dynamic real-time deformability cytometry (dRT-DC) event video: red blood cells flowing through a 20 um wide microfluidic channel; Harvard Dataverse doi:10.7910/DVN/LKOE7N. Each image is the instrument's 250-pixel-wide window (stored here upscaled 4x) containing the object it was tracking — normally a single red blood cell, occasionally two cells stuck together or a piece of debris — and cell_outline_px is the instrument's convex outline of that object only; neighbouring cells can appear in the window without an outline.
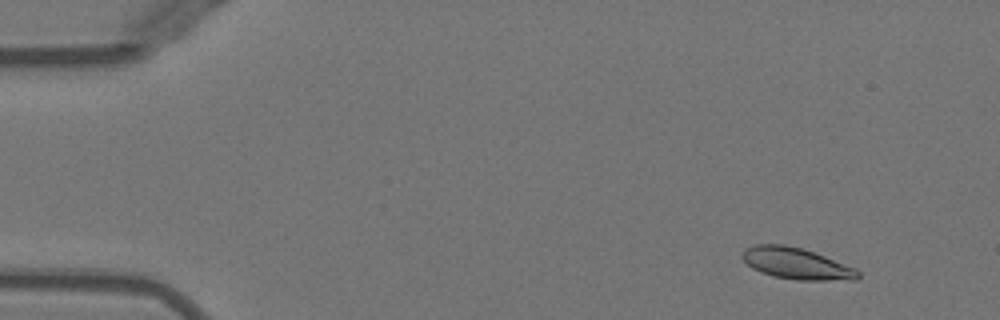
{"species": "Egyptian fruit bat (a non-hibernating species)", "species_latin": "Rousettus aegyptiacus", "temperature_condition": "warm", "stored_images_in_passage": 51, "camera_frame_rate_fps": 3000, "um_per_image_px": 0.085, "animal": {"sex": "female"}, "frame": {"image": 1, "passage_image": 5, "time_ms": 1.333, "image_size_px": [1000, 320], "cell_outline_px": [[860, 276], [856, 280], [796, 280], [772, 276], [760, 272], [752, 268], [740, 256], [744, 248], [756, 244], [784, 244], [800, 248], [824, 256], [856, 268], [860, 272]], "centroid_in_image_um": [67.68, 22.4], "position_along_channel_um": 17.3, "area_um2": 21.21}}
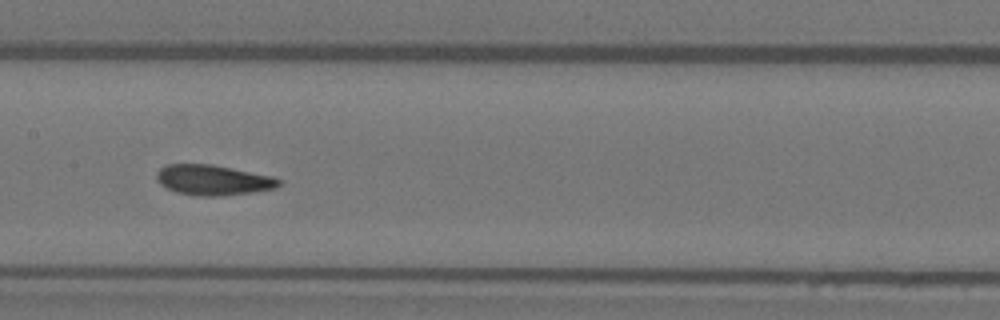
{"frame": {"image": 2, "passage_image": 26, "time_ms": 8.333, "image_size_px": [1000, 320], "cell_outline_px": [[280, 184], [276, 188], [252, 192], [224, 196], [196, 196], [176, 192], [160, 184], [156, 180], [156, 172], [164, 164], [212, 164], [272, 176], [280, 180]], "centroid_in_image_um": [18.07, 15.3], "position_along_channel_um": 189.3, "area_um2": 21.68}}
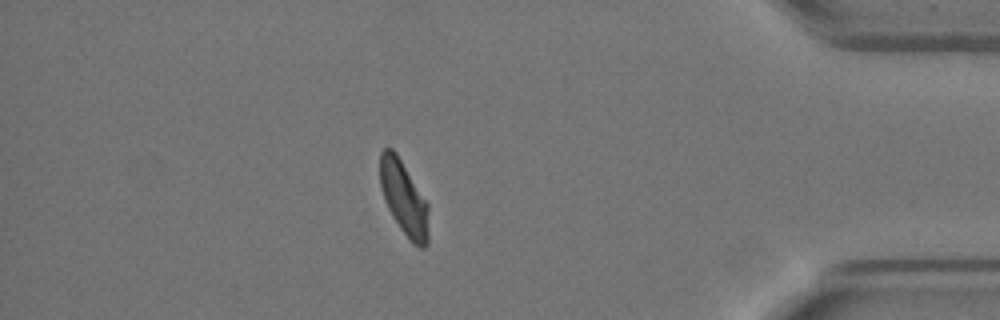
{"frame": {"image": 3, "passage_image": 45, "time_ms": 14.667, "image_size_px": [1000, 320], "cell_outline_px": [[428, 244], [424, 248], [420, 248], [412, 244], [400, 228], [392, 216], [384, 200], [380, 188], [380, 152], [384, 148], [392, 148], [396, 152], [428, 204]], "centroid_in_image_um": [34.32, 16.87], "position_along_channel_um": 400.9, "area_um2": 21.04}, "authors_computed_cell_mechanics": {"area_um2": 21.386, "velocity_mm_per_s": 3.9532, "shape_relaxation_time_tau1_ms": 4.2228, "shape_relaxation_time_tau2_ms": 1.0436, "deformation_change_tau1": 0.1389, "deformation_change_tau2": 0.0633}}